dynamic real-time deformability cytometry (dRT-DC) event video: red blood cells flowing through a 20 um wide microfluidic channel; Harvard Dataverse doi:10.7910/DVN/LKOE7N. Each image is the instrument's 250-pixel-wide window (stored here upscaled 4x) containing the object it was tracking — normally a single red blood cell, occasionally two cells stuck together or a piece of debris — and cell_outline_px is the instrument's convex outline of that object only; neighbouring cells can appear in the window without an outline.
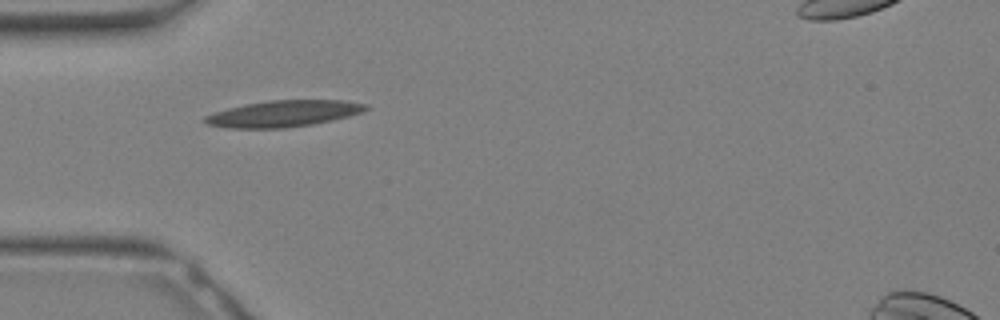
{"species": "Egyptian fruit bat (a non-hibernating species)", "species_latin": "Rousettus aegyptiacus", "temperature_condition": "warm", "stored_images_in_passage": 3, "camera_frame_rate_fps": 3000, "um_per_image_px": 0.085, "animal": {"sex": "female"}, "frame": {"image": 1, "passage_image": 1, "time_ms": 0.0, "image_size_px": [1000, 320], "cell_outline_px": [[368, 108], [364, 112], [332, 120], [312, 124], [284, 128], [228, 128], [204, 124], [200, 120], [204, 116], [228, 108], [244, 104], [268, 100], [344, 100], [368, 104]], "centroid_in_image_um": [24.07, 9.66], "position_along_channel_um": 60.9, "area_um2": 24.91}}
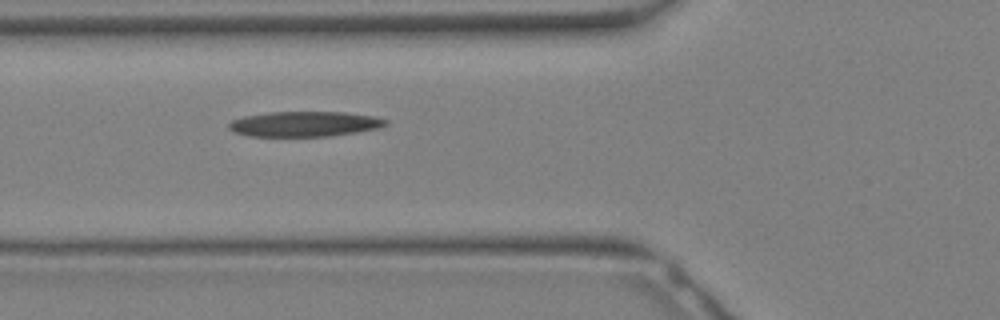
{"frame": {"image": 2, "passage_image": 3, "time_ms": 0.667, "image_size_px": [1000, 320], "cell_outline_px": [[388, 124], [380, 128], [360, 132], [332, 136], [248, 136], [232, 132], [228, 128], [228, 124], [232, 120], [244, 116], [268, 112], [344, 112], [372, 116], [388, 120]], "centroid_in_image_um": [25.89, 10.54], "position_along_channel_um": 99.9, "area_um2": 23.24}}